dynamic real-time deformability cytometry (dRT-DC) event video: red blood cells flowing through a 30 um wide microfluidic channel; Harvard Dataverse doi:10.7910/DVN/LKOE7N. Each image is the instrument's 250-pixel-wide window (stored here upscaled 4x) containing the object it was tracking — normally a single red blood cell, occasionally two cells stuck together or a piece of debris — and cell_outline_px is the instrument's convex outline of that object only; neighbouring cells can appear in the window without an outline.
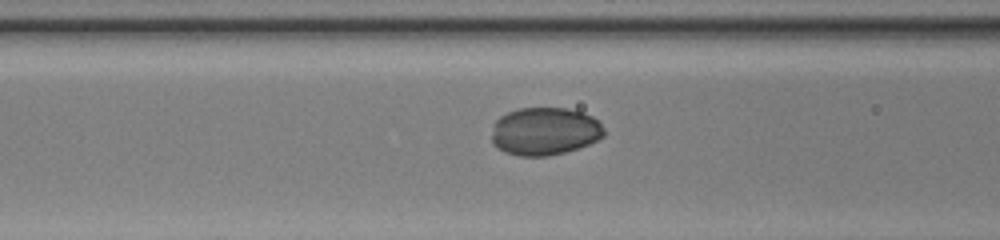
{"species": "common noctule bat (a hibernating species)", "species_latin": "Nyctalus noctula", "temperature_condition": "warm", "stored_images_in_passage": 9, "camera_frame_rate_fps": 3000, "um_per_image_px": 0.085, "animal": {"sex": "female", "body_mass_g": 20.0, "forearm_length_mm": 54.0}, "frame": {"image": 1, "passage_image": 4, "time_ms": 1.0, "image_size_px": [1000, 240], "cell_outline_px": [[604, 136], [580, 148], [548, 156], [516, 156], [504, 152], [496, 148], [492, 144], [492, 132], [496, 120], [500, 116], [508, 112], [520, 108], [568, 108], [592, 116], [604, 128]], "centroid_in_image_um": [46.27, 11.17], "position_along_channel_um": 120.3, "area_um2": 31.44}}
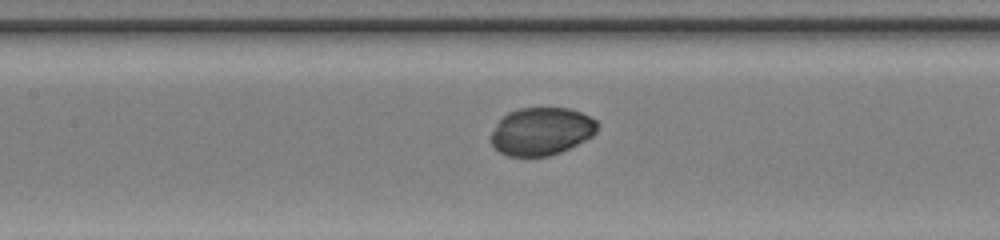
{"frame": {"image": 2, "passage_image": 7, "time_ms": 2.0, "image_size_px": [1000, 240], "cell_outline_px": [[600, 124], [596, 132], [592, 136], [560, 152], [548, 156], [508, 156], [500, 152], [492, 144], [492, 132], [496, 124], [508, 112], [520, 108], [568, 108], [580, 112], [596, 120]], "centroid_in_image_um": [46.03, 11.15], "position_along_channel_um": 161.4, "area_um2": 29.36}}